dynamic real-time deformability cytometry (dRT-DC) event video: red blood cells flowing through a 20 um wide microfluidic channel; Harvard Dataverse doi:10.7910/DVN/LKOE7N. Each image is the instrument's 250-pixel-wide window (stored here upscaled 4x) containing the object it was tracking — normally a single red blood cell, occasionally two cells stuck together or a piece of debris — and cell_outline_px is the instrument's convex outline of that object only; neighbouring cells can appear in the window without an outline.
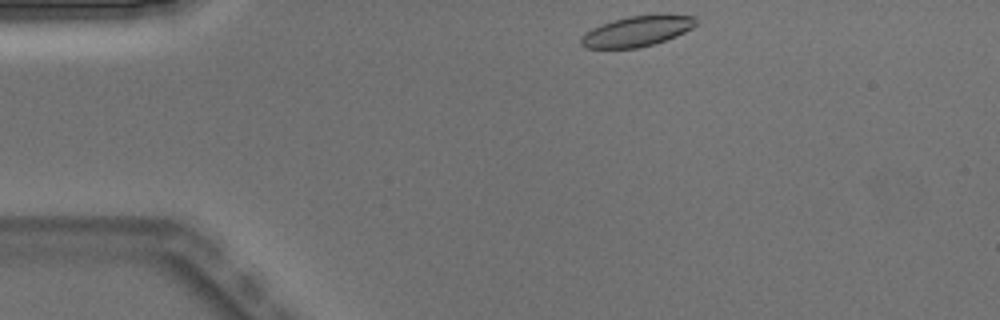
{"species": "Egyptian fruit bat (a non-hibernating species)", "species_latin": "Rousettus aegyptiacus", "temperature_condition": "warm", "stored_images_in_passage": 3, "camera_frame_rate_fps": 3000, "um_per_image_px": 0.085, "animal": {"sex": "male"}, "frame": {"image": 1, "passage_image": 1, "time_ms": 0.0, "image_size_px": [1000, 320], "cell_outline_px": [[696, 24], [692, 28], [676, 36], [652, 44], [636, 48], [584, 48], [580, 44], [580, 36], [592, 28], [600, 24], [612, 20], [628, 16], [696, 16]], "centroid_in_image_um": [54.06, 2.67], "position_along_channel_um": 30.9, "area_um2": 19.94}}
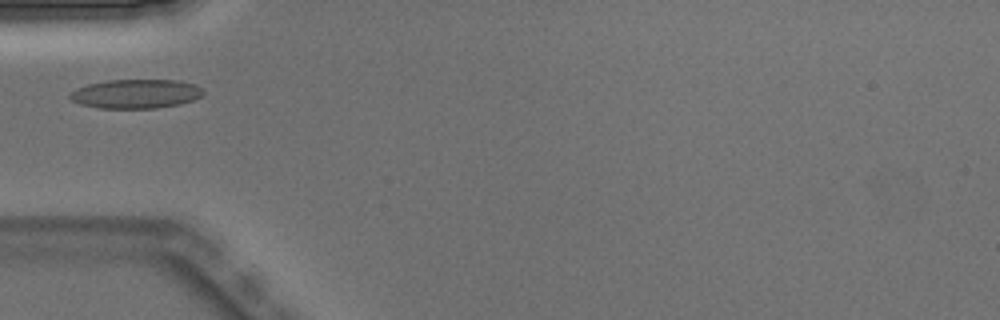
{"frame": {"image": 2, "passage_image": 3, "time_ms": 0.667, "image_size_px": [1000, 320], "cell_outline_px": [[204, 92], [200, 96], [192, 100], [180, 104], [156, 108], [100, 108], [80, 104], [72, 100], [68, 96], [68, 92], [76, 88], [88, 84], [108, 80], [176, 80], [196, 84], [204, 88]], "centroid_in_image_um": [11.54, 7.97], "position_along_channel_um": 73.5, "area_um2": 22.72}}